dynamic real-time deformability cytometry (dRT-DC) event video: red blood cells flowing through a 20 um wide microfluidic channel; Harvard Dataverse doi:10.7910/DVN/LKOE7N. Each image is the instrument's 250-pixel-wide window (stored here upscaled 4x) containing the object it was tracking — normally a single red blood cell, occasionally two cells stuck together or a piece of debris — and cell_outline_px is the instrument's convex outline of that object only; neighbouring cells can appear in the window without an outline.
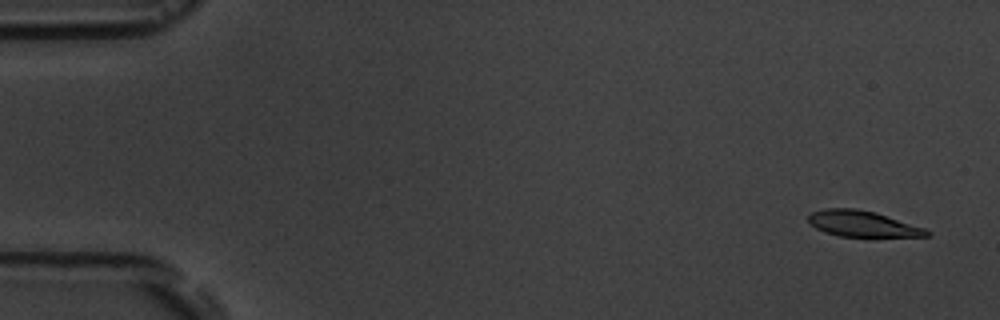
{"species": "common noctule bat (a hibernating species)", "species_latin": "Nyctalus noctula", "temperature_condition": "room temperature", "stored_images_in_passage": 6, "camera_frame_rate_fps": 3000, "um_per_image_px": 0.085, "animal": {"sex": "male", "body_mass_g": 19.5, "forearm_length_mm": 54.6}, "frame": {"image": 1, "passage_image": 1, "time_ms": 0.0, "image_size_px": [1000, 320], "cell_outline_px": [[932, 232], [928, 236], [840, 236], [824, 232], [808, 224], [808, 216], [812, 212], [824, 208], [856, 208], [876, 212], [924, 228]], "centroid_in_image_um": [73.26, 19.01], "position_along_channel_um": 11.7, "area_um2": 17.8}}